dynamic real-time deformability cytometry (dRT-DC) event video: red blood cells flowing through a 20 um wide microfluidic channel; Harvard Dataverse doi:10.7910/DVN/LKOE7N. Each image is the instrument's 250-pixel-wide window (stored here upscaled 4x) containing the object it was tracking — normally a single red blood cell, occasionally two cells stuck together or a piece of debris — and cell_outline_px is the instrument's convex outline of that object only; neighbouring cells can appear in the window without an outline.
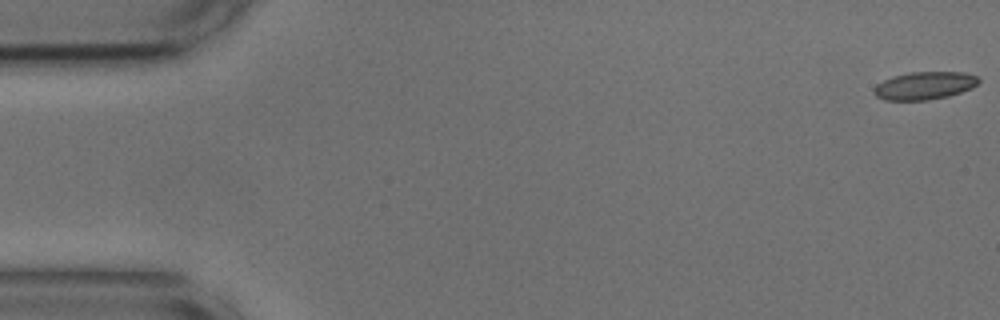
{"species": "common noctule bat (a hibernating species)", "species_latin": "Nyctalus noctula", "temperature_condition": "cold", "stored_images_in_passage": 9, "camera_frame_rate_fps": 3000, "um_per_image_px": 0.085, "animal": {"sex": "male", "body_mass_g": 17.9, "forearm_length_mm": 54.2}, "frame": {"image": 1, "passage_image": 1, "time_ms": 0.0, "image_size_px": [1000, 320], "cell_outline_px": [[980, 80], [972, 88], [948, 96], [928, 100], [884, 100], [876, 96], [872, 92], [876, 84], [892, 76], [912, 72], [964, 72], [976, 76]], "centroid_in_image_um": [78.55, 7.28], "position_along_channel_um": 6.4, "area_um2": 16.94}}